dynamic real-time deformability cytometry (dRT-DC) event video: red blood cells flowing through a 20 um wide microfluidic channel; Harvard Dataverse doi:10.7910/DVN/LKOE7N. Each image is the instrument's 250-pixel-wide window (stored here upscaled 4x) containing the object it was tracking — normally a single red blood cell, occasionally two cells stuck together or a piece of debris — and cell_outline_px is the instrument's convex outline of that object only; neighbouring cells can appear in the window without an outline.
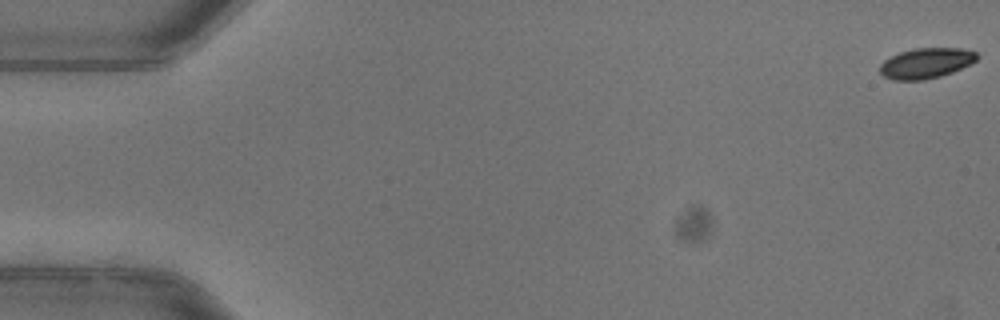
{"species": "common noctule bat (a hibernating species)", "species_latin": "Nyctalus noctula", "temperature_condition": "warm", "stored_images_in_passage": 53, "camera_frame_rate_fps": 3000, "um_per_image_px": 0.085, "animal": {"sex": "female"}, "frame": {"image": 1, "passage_image": 1, "time_ms": 0.0, "image_size_px": [1000, 320], "cell_outline_px": [[980, 56], [976, 60], [952, 72], [940, 76], [924, 80], [892, 80], [884, 76], [880, 72], [880, 64], [884, 60], [900, 52], [912, 48], [964, 48], [976, 52]], "centroid_in_image_um": [78.71, 5.36], "position_along_channel_um": 6.3, "area_um2": 17.17}}
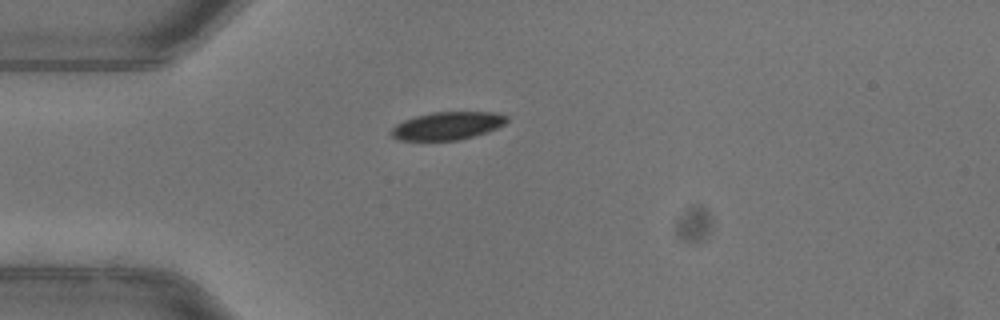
{"frame": {"image": 2, "passage_image": 15, "time_ms": 4.667, "image_size_px": [1000, 320], "cell_outline_px": [[508, 120], [504, 124], [488, 132], [456, 140], [400, 140], [392, 136], [388, 132], [396, 124], [404, 120], [416, 116], [432, 112], [496, 112], [508, 116]], "centroid_in_image_um": [38.02, 10.68], "position_along_channel_um": 47.0, "area_um2": 18.73}, "authors_computed_cell_mechanics": {"area_um2": 19.1318, "velocity_mm_per_s": 3.9455, "shape_relaxation_time_tau1_ms": 2.6983, "shape_relaxation_time_tau2_ms": null, "deformation_change_tau1": 0.1046, "deformation_change_tau2": null}}